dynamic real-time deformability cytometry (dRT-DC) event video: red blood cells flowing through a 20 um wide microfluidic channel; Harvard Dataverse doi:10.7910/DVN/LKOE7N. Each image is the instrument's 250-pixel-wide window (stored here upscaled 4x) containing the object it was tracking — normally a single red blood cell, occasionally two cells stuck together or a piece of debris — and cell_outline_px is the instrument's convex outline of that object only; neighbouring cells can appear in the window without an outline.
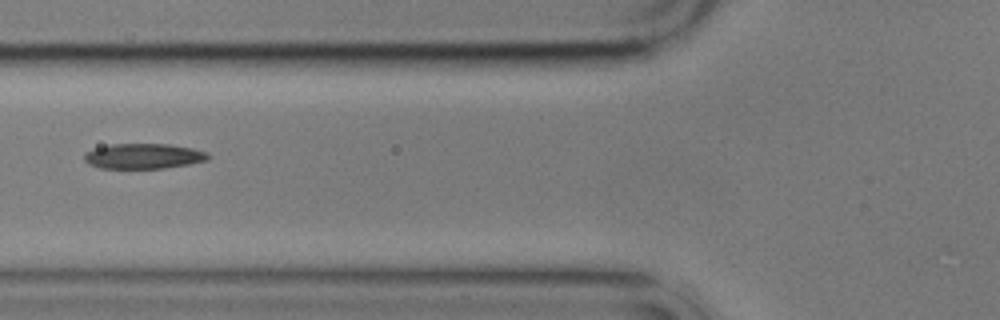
{"species": "common noctule bat (a hibernating species)", "species_latin": "Nyctalus noctula", "temperature_condition": "cold", "stored_images_in_passage": 12, "camera_frame_rate_fps": 3000, "um_per_image_px": 0.085, "animal": {"sex": "male", "body_mass_g": 17.9}, "frame": {"image": 1, "passage_image": 3, "time_ms": 2.333, "image_size_px": [1000, 320], "cell_outline_px": [[212, 156], [208, 160], [188, 164], [164, 168], [100, 168], [88, 164], [84, 160], [84, 152], [96, 148], [112, 144], [168, 144], [192, 148], [208, 152]], "centroid_in_image_um": [12.21, 13.27], "position_along_channel_um": 113.6, "area_um2": 18.26}}
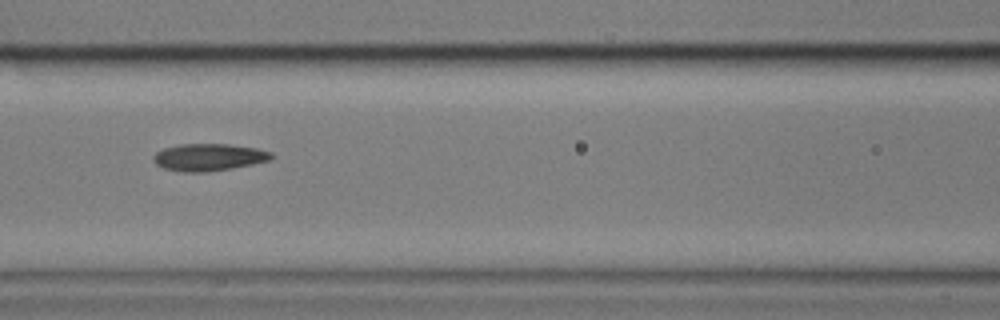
{"frame": {"image": 2, "passage_image": 4, "time_ms": 3.333, "image_size_px": [1000, 320], "cell_outline_px": [[272, 160], [232, 168], [208, 172], [184, 172], [164, 168], [156, 164], [152, 160], [152, 156], [156, 152], [164, 148], [180, 144], [228, 144], [256, 148], [272, 152]], "centroid_in_image_um": [17.73, 13.36], "position_along_channel_um": 148.9, "area_um2": 18.73}}
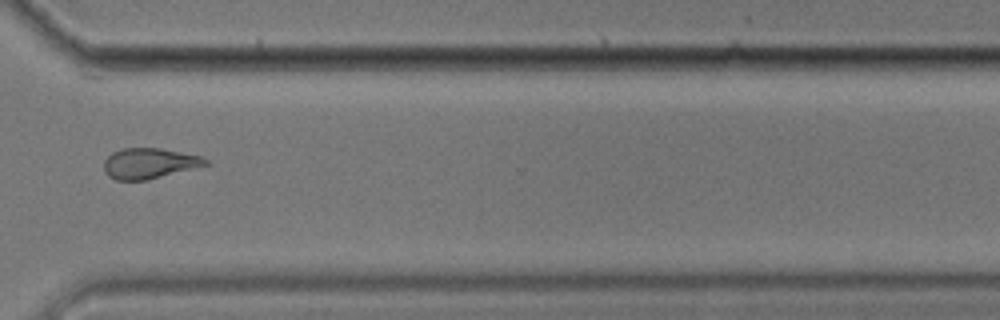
{"frame": {"image": 3, "passage_image": 9, "time_ms": 9.333, "image_size_px": [1000, 320], "cell_outline_px": [[212, 164], [148, 180], [116, 180], [108, 176], [104, 172], [104, 160], [112, 152], [120, 148], [160, 148], [200, 156], [208, 160]], "centroid_in_image_um": [12.69, 13.89], "position_along_channel_um": 357.9, "area_um2": 18.26}, "authors_computed_cell_mechanics": {"area_um2": 18.785, "velocity_mm_per_s": 3.4967, "shape_relaxation_time_tau1_ms": 2.7792, "shape_relaxation_time_tau2_ms": 5.6138, "deformation_change_tau1": 0.1118, "deformation_change_tau2": 0.136}}